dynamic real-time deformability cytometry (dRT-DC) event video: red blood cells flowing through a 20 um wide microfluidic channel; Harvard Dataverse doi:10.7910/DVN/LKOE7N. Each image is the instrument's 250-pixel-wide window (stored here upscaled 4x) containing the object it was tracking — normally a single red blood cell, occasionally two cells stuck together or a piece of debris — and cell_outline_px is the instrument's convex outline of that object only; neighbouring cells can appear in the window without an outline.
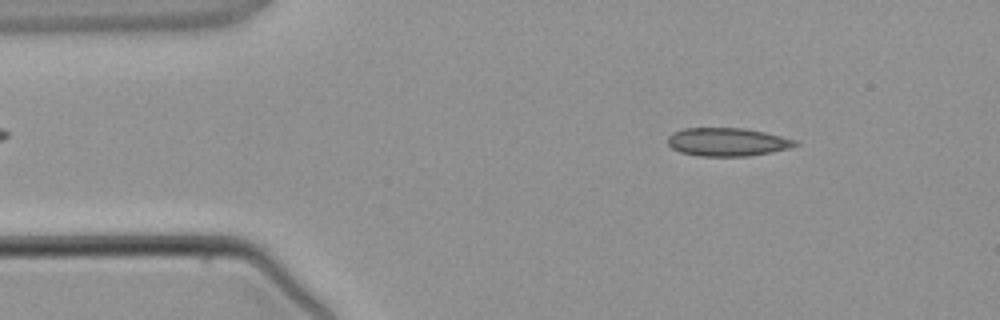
{"species": "common noctule bat (a hibernating species)", "species_latin": "Nyctalus noctula", "temperature_condition": "warm", "stored_images_in_passage": 3, "camera_frame_rate_fps": 3000, "um_per_image_px": 0.085, "animal": {"sex": "male", "body_mass_g": 21.5, "forearm_length_mm": 52.0}, "frame": {"image": 1, "passage_image": 1, "time_ms": 0.0, "image_size_px": [1000, 320], "cell_outline_px": [[800, 144], [788, 148], [772, 152], [748, 156], [700, 156], [680, 152], [672, 148], [668, 144], [668, 136], [672, 132], [684, 128], [744, 128], [764, 132], [800, 140]], "centroid_in_image_um": [61.85, 12.06], "position_along_channel_um": 23.2, "area_um2": 21.15}}
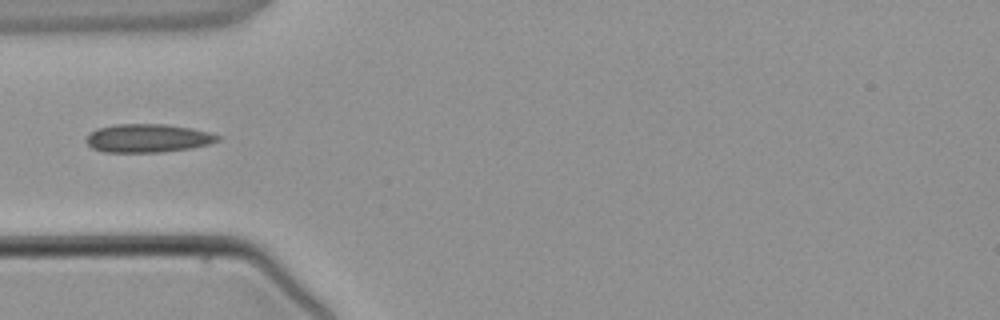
{"frame": {"image": 2, "passage_image": 3, "time_ms": 2.333, "image_size_px": [1000, 320], "cell_outline_px": [[220, 140], [208, 144], [192, 148], [160, 152], [104, 152], [92, 148], [84, 140], [96, 128], [116, 124], [164, 124], [192, 128], [208, 132], [220, 136]], "centroid_in_image_um": [12.55, 11.74], "position_along_channel_um": 72.4, "area_um2": 21.73}}